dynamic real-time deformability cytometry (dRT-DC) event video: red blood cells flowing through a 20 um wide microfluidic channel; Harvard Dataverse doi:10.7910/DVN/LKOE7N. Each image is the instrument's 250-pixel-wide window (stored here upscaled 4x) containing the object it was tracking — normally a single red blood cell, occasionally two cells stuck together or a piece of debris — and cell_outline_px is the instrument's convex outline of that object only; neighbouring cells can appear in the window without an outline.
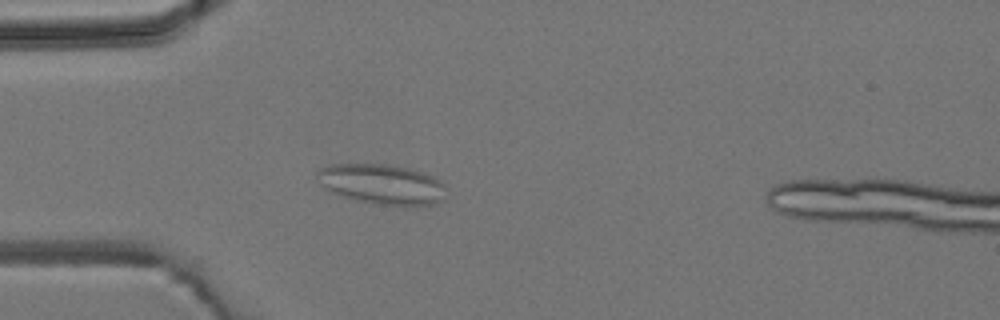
{"species": "common noctule bat (a hibernating species)", "species_latin": "Nyctalus noctula", "temperature_condition": "room temperature", "stored_images_in_passage": 4, "camera_frame_rate_fps": 3000, "um_per_image_px": 0.085, "animal": {"sex": "male", "body_mass_g": 19.2, "forearm_length_mm": 51.8}, "frame": {"image": 1, "passage_image": 4, "time_ms": 3.667, "image_size_px": [1000, 320], "cell_outline_px": [[444, 200], [436, 204], [372, 204], [356, 200], [332, 192], [324, 188], [320, 184], [316, 176], [316, 172], [320, 168], [332, 164], [384, 164], [408, 168], [424, 172], [432, 176], [444, 184]], "centroid_in_image_um": [32.43, 15.64], "position_along_channel_um": 52.6, "area_um2": 29.88}}